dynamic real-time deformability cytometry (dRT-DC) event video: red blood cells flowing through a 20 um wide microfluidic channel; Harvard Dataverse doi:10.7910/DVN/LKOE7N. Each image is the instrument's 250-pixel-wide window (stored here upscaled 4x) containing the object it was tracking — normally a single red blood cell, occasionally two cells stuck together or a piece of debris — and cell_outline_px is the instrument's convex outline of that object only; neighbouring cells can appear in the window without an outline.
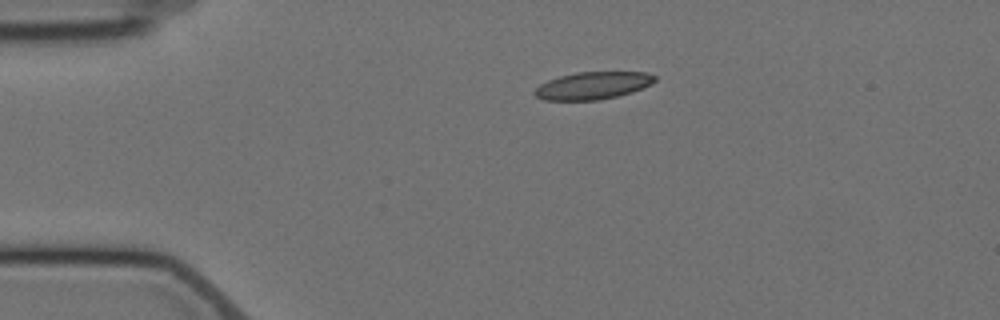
{"species": "Egyptian fruit bat (a non-hibernating species)", "species_latin": "Rousettus aegyptiacus", "temperature_condition": "cold", "stored_images_in_passage": 3, "camera_frame_rate_fps": 3000, "um_per_image_px": 0.085, "animal": {"sex": "female"}, "frame": {"image": 1, "passage_image": 1, "time_ms": 0.0, "image_size_px": [1000, 320], "cell_outline_px": [[656, 80], [652, 84], [632, 92], [600, 100], [544, 100], [536, 96], [532, 92], [540, 84], [548, 80], [560, 76], [576, 72], [648, 72], [656, 76]], "centroid_in_image_um": [50.4, 7.27], "position_along_channel_um": 34.6, "area_um2": 19.25}}
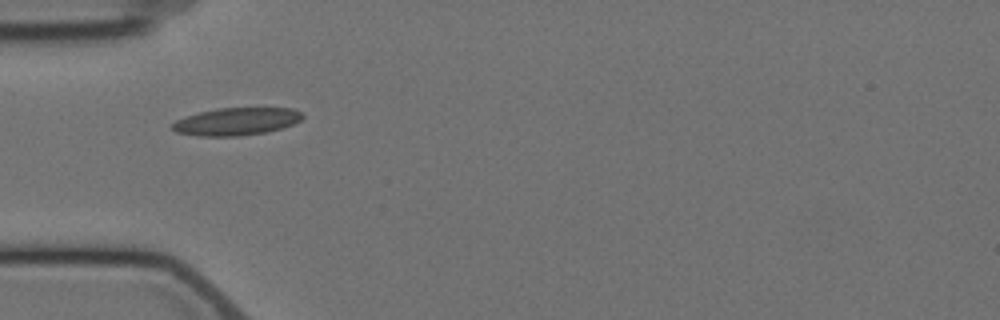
{"frame": {"image": 2, "passage_image": 2, "time_ms": 2.0, "image_size_px": [1000, 320], "cell_outline_px": [[304, 116], [300, 120], [292, 124], [280, 128], [264, 132], [240, 136], [200, 136], [176, 132], [172, 128], [172, 124], [176, 120], [200, 112], [216, 108], [292, 108], [300, 112]], "centroid_in_image_um": [20.08, 10.32], "position_along_channel_um": 64.9, "area_um2": 20.63}}
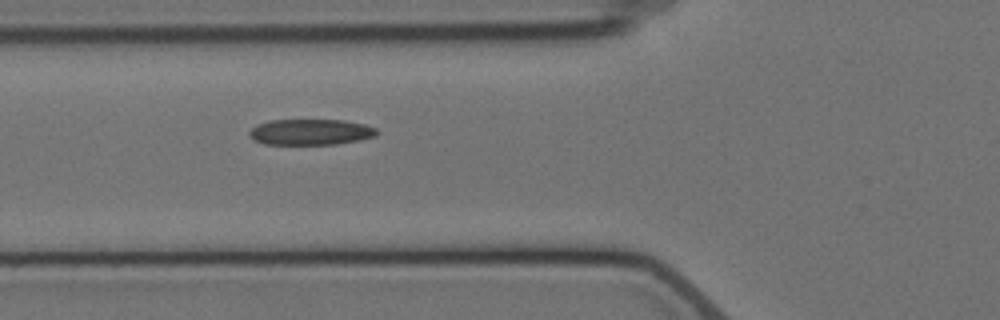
{"frame": {"image": 3, "passage_image": 3, "time_ms": 3.0, "image_size_px": [1000, 320], "cell_outline_px": [[376, 136], [360, 140], [336, 144], [264, 144], [252, 140], [248, 132], [252, 128], [268, 120], [344, 120], [364, 124], [376, 128]], "centroid_in_image_um": [26.39, 11.22], "position_along_channel_um": 99.4, "area_um2": 19.19}}